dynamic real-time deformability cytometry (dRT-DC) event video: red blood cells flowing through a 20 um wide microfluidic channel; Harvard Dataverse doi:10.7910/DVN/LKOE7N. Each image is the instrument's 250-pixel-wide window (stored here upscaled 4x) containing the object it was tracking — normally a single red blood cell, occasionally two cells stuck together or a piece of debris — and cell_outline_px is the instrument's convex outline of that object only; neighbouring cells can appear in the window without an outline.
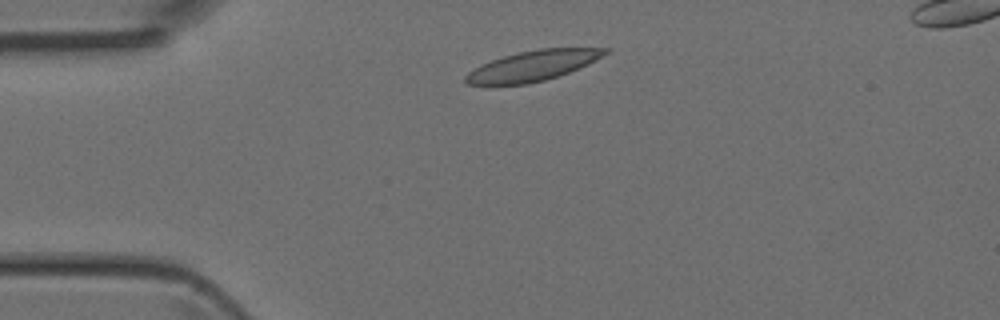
{"species": "Egyptian fruit bat (a non-hibernating species)", "species_latin": "Rousettus aegyptiacus", "temperature_condition": "room temperature", "stored_images_in_passage": 3, "camera_frame_rate_fps": 3000, "um_per_image_px": 0.085, "animal": {"sex": "female"}, "frame": {"image": 1, "passage_image": 1, "time_ms": 0.0, "image_size_px": [1000, 320], "cell_outline_px": [[612, 52], [580, 68], [544, 80], [528, 84], [468, 84], [464, 80], [464, 76], [472, 68], [480, 64], [504, 56], [520, 52], [540, 48], [612, 48]], "centroid_in_image_um": [45.33, 5.57], "position_along_channel_um": 39.7, "area_um2": 24.57}}